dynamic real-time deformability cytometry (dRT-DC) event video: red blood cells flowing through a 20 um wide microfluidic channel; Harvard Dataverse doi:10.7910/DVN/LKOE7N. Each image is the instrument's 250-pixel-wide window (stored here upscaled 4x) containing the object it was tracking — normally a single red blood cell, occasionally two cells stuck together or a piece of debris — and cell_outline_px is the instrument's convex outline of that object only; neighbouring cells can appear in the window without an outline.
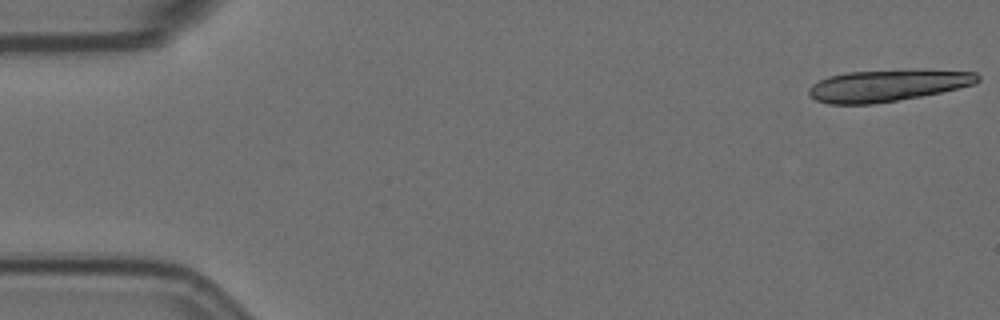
{"species": "Egyptian fruit bat (a non-hibernating species)", "species_latin": "Rousettus aegyptiacus", "temperature_condition": "room temperature", "stored_images_in_passage": 19, "camera_frame_rate_fps": 3000, "um_per_image_px": 0.085, "animal": {"sex": "female"}, "frame": {"image": 1, "passage_image": 1, "time_ms": 0.0, "image_size_px": [1000, 320], "cell_outline_px": [[980, 80], [976, 84], [940, 92], [920, 96], [872, 104], [828, 104], [816, 100], [808, 92], [808, 88], [812, 84], [828, 76], [848, 72], [920, 68], [976, 72], [980, 76]], "centroid_in_image_um": [75.49, 7.24], "position_along_channel_um": 9.5, "area_um2": 31.67}}